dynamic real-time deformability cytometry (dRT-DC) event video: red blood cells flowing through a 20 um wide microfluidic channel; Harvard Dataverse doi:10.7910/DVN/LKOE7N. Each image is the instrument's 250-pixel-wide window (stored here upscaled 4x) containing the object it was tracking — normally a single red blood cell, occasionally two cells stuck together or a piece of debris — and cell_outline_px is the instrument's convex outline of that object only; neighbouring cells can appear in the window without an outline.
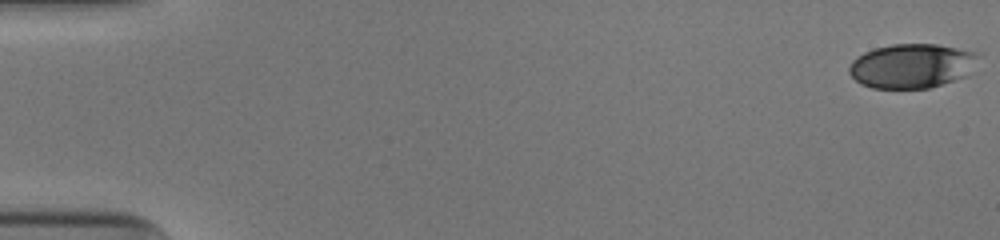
{"species": "human", "species_latin": "Homo sapiens", "temperature_condition": "cold", "stored_images_in_passage": 53, "camera_frame_rate_fps": 3000, "um_per_image_px": 0.085, "donor": {"sex": "male"}, "frame": {"image": 1, "passage_image": 1, "time_ms": 0.0, "image_size_px": [1000, 240], "cell_outline_px": [[980, 56], [968, 76], [928, 88], [872, 88], [860, 84], [848, 72], [848, 68], [852, 60], [856, 56], [864, 52], [876, 48], [892, 44], [936, 44], [980, 52]], "centroid_in_image_um": [77.52, 5.59], "position_along_channel_um": 7.5, "area_um2": 33.7}}
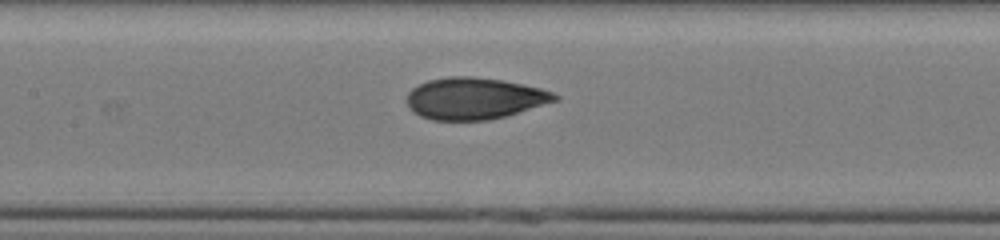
{"frame": {"image": 2, "passage_image": 26, "time_ms": 8.333, "image_size_px": [1000, 240], "cell_outline_px": [[560, 100], [504, 116], [488, 120], [432, 120], [420, 116], [412, 112], [408, 108], [408, 92], [412, 88], [428, 80], [448, 76], [472, 76], [500, 80], [540, 88], [552, 92], [560, 96]], "centroid_in_image_um": [40.31, 8.37], "position_along_channel_um": 167.1, "area_um2": 35.84}}
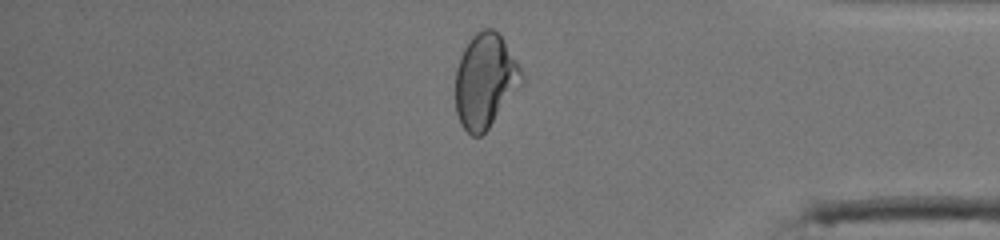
{"frame": {"image": 3, "passage_image": 45, "time_ms": 14.667, "image_size_px": [1000, 240], "cell_outline_px": [[524, 84], [488, 128], [480, 136], [472, 136], [460, 124], [456, 112], [456, 68], [460, 56], [464, 48], [472, 36], [476, 32], [484, 28], [492, 28], [500, 36], [516, 60], [524, 76]], "centroid_in_image_um": [41.25, 6.88], "position_along_channel_um": 394.0, "area_um2": 36.36}, "authors_computed_cell_mechanics": {"area_um2": 35.7204, "velocity_mm_per_s": 3.9399, "shape_relaxation_time_tau1_ms": 8.852, "shape_relaxation_time_tau2_ms": 1.2638, "deformation_change_tau1": 0.2122, "deformation_change_tau2": 0.0705}}